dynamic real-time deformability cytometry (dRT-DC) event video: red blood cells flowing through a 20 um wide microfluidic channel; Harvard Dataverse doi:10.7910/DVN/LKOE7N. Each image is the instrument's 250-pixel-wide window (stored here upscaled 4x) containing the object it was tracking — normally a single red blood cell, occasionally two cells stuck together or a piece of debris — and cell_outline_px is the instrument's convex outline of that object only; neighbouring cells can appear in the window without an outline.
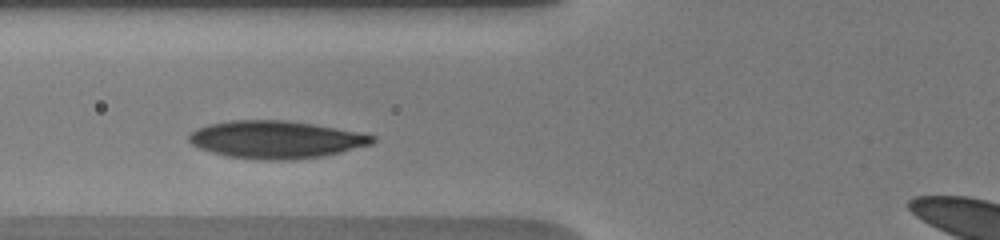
{"species": "human", "species_latin": "Homo sapiens", "temperature_condition": "warm", "stored_images_in_passage": 3, "camera_frame_rate_fps": 3000, "um_per_image_px": 0.085, "donor": {"sex": "male"}, "frame": {"image": 1, "passage_image": 2, "time_ms": 1.0, "image_size_px": [1000, 240], "cell_outline_px": [[376, 140], [372, 144], [324, 156], [292, 160], [260, 160], [228, 156], [212, 152], [200, 148], [192, 144], [188, 140], [188, 132], [196, 128], [208, 124], [228, 120], [284, 120], [312, 124], [356, 132], [376, 136]], "centroid_in_image_um": [23.4, 11.86], "position_along_channel_um": 102.4, "area_um2": 40.17}}
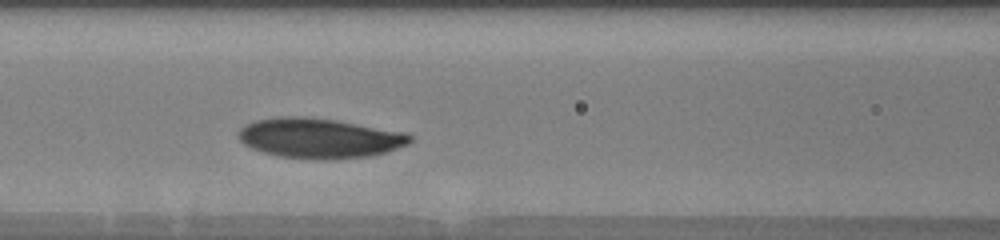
{"frame": {"image": 2, "passage_image": 3, "time_ms": 2.0, "image_size_px": [1000, 240], "cell_outline_px": [[412, 140], [408, 144], [388, 152], [372, 156], [332, 160], [308, 160], [280, 156], [260, 152], [244, 144], [240, 140], [240, 128], [256, 120], [280, 116], [304, 116], [336, 120], [408, 132], [412, 136]], "centroid_in_image_um": [27.2, 11.76], "position_along_channel_um": 139.4, "area_um2": 40.52}}